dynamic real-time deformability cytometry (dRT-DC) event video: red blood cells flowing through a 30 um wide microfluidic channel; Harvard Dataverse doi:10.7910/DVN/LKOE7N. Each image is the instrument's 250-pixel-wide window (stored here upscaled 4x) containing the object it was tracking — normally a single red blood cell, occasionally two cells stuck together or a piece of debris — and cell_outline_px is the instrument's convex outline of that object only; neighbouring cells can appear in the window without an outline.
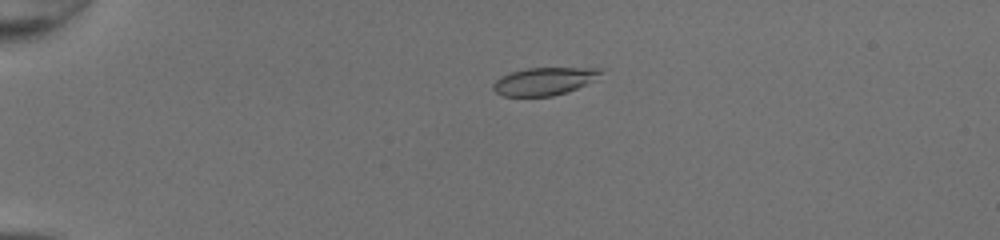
{"species": "common noctule bat (a hibernating species)", "species_latin": "Nyctalus noctula", "temperature_condition": "room temperature", "stored_images_in_passage": 38, "camera_frame_rate_fps": 3000, "um_per_image_px": 0.085, "animal": {"sex": "female", "body_mass_g": 20.0, "forearm_length_mm": 54.0}, "frame": {"image": 1, "passage_image": 1, "time_ms": 0.0, "image_size_px": [1000, 240], "cell_outline_px": [[604, 68], [600, 72], [584, 84], [576, 88], [552, 96], [504, 96], [496, 92], [492, 88], [492, 84], [496, 80], [512, 72], [528, 68]], "centroid_in_image_um": [46.17, 6.91], "position_along_channel_um": 38.8, "area_um2": 16.7}}
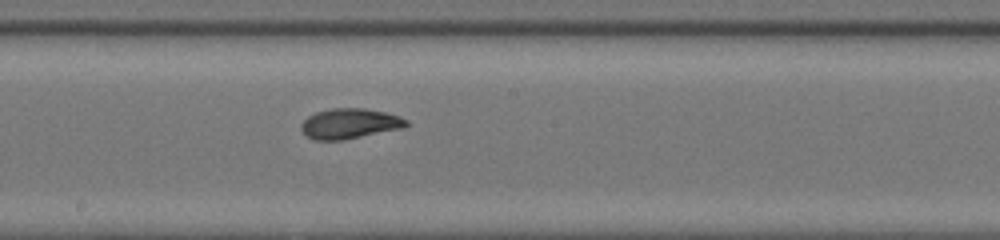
{"frame": {"image": 2, "passage_image": 18, "time_ms": 5.667, "image_size_px": [1000, 240], "cell_outline_px": [[408, 124], [404, 128], [344, 140], [312, 140], [300, 128], [300, 124], [308, 116], [316, 112], [332, 108], [364, 108], [384, 112], [400, 116], [408, 120]], "centroid_in_image_um": [29.73, 10.51], "position_along_channel_um": 218.5, "area_um2": 18.61}}
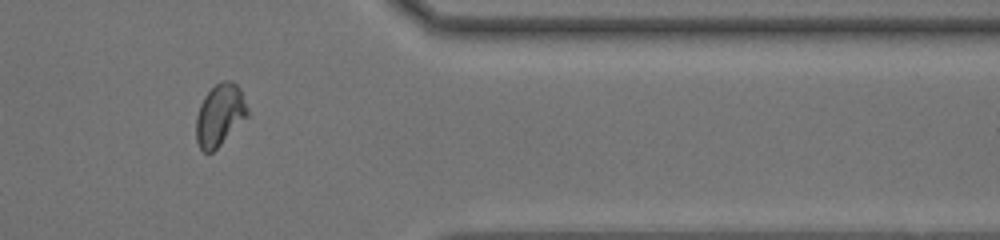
{"frame": {"image": 3, "passage_image": 31, "time_ms": 10.0, "image_size_px": [1000, 240], "cell_outline_px": [[248, 116], [212, 152], [204, 152], [200, 148], [196, 140], [196, 116], [200, 104], [204, 96], [220, 80], [232, 80], [240, 88], [248, 108]], "centroid_in_image_um": [18.68, 9.74], "position_along_channel_um": 392.7, "area_um2": 18.44}, "authors_computed_cell_mechanics": {"area_um2": 18.3804, "velocity_mm_per_s": 4.2793, "shape_relaxation_time_tau1_ms": 4.9613, "shape_relaxation_time_tau2_ms": 0.9872, "deformation_change_tau1": 0.1755, "deformation_change_tau2": 0.0609}}